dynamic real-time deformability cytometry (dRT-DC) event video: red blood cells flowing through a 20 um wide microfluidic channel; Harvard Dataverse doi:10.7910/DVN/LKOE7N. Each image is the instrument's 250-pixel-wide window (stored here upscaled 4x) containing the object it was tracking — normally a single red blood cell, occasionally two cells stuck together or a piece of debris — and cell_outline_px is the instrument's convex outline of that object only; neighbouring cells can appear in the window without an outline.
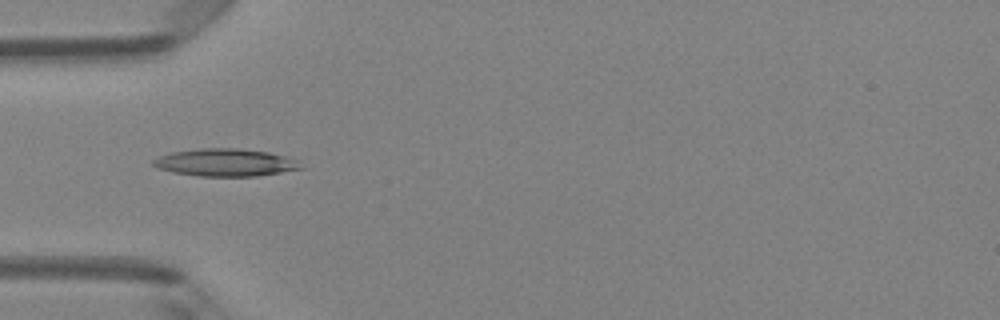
{"species": "Egyptian fruit bat (a non-hibernating species)", "species_latin": "Rousettus aegyptiacus", "temperature_condition": "room temperature", "stored_images_in_passage": 3, "camera_frame_rate_fps": 3000, "um_per_image_px": 0.085, "animal": {"sex": "female"}, "frame": {"image": 1, "passage_image": 2, "time_ms": 0.333, "image_size_px": [1000, 320], "cell_outline_px": [[304, 168], [256, 176], [200, 176], [172, 172], [156, 168], [152, 164], [152, 160], [168, 152], [200, 148], [240, 148], [268, 152], [300, 160]], "centroid_in_image_um": [19.14, 13.8], "position_along_channel_um": 65.9, "area_um2": 23.87}}
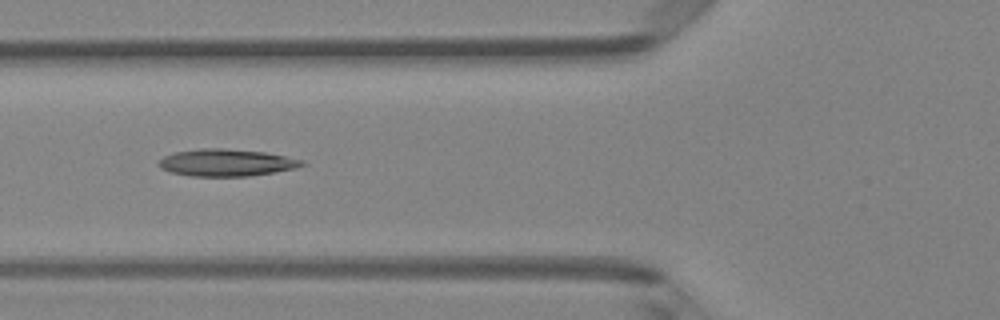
{"frame": {"image": 2, "passage_image": 3, "time_ms": 0.667, "image_size_px": [1000, 320], "cell_outline_px": [[308, 164], [296, 168], [248, 176], [188, 176], [172, 172], [160, 168], [156, 164], [164, 156], [172, 152], [200, 148], [224, 148], [264, 152], [304, 160]], "centroid_in_image_um": [19.22, 13.82], "position_along_channel_um": 106.6, "area_um2": 22.72}}